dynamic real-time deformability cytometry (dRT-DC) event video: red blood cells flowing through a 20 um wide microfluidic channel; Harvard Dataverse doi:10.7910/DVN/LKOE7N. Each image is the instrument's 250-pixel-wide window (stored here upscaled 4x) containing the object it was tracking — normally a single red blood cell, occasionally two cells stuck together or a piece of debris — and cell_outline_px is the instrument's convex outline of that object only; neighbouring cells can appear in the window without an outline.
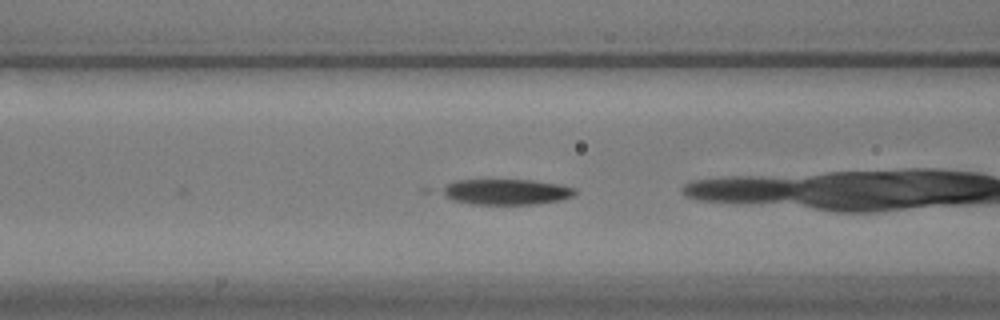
{"species": "common noctule bat (a hibernating species)", "species_latin": "Nyctalus noctula", "temperature_condition": "warm", "stored_images_in_passage": 34, "camera_frame_rate_fps": 3000, "um_per_image_px": 0.085, "animal": {"sex": "male", "body_mass_g": 17.9}, "frame": {"image": 1, "passage_image": 16, "time_ms": 5.0, "image_size_px": [1000, 320], "cell_outline_px": [[576, 192], [572, 196], [560, 200], [532, 204], [472, 204], [452, 200], [436, 192], [440, 188], [456, 180], [532, 180], [560, 184], [576, 188]], "centroid_in_image_um": [42.96, 16.3], "position_along_channel_um": 123.6, "area_um2": 20.0}}
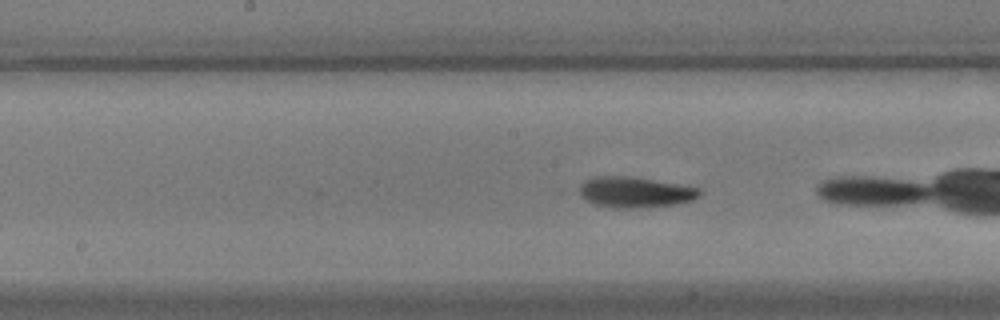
{"frame": {"image": 2, "passage_image": 22, "time_ms": 7.0, "image_size_px": [1000, 320], "cell_outline_px": [[700, 196], [692, 200], [676, 204], [636, 208], [612, 208], [596, 204], [572, 192], [584, 180], [596, 176], [628, 176], [700, 188]], "centroid_in_image_um": [53.88, 16.34], "position_along_channel_um": 194.3, "area_um2": 21.62}}
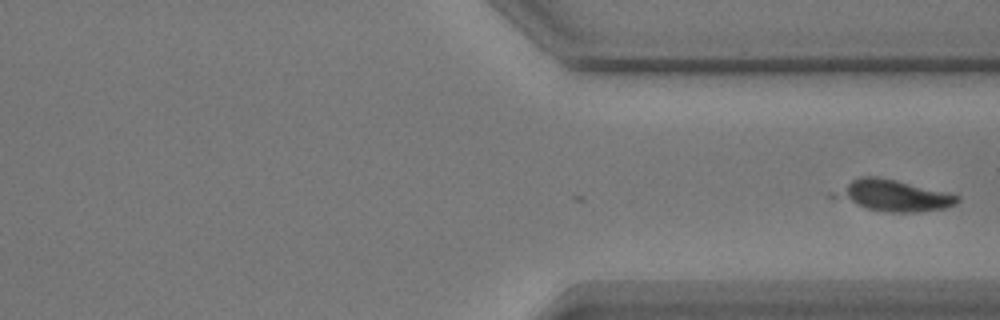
{"frame": {"image": 3, "passage_image": 34, "time_ms": 11.0, "image_size_px": [1000, 320], "cell_outline_px": [[960, 200], [956, 204], [944, 208], [912, 212], [892, 212], [868, 208], [828, 196], [828, 192], [860, 176], [876, 176], [896, 180], [948, 192], [960, 196]], "centroid_in_image_um": [75.87, 16.6], "position_along_channel_um": 335.5, "area_um2": 22.37}}